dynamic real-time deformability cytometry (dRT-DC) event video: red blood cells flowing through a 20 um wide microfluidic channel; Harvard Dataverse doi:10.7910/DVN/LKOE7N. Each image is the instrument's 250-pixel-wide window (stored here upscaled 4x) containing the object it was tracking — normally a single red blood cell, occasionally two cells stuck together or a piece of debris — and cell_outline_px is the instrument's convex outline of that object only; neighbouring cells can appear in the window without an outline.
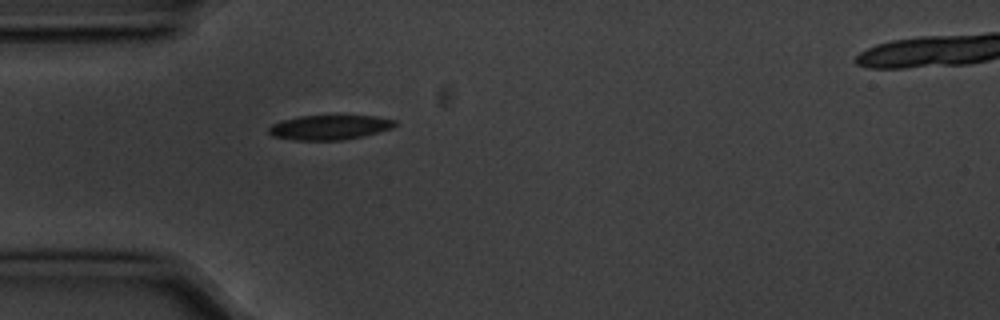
{"species": "common noctule bat (a hibernating species)", "species_latin": "Nyctalus noctula", "temperature_condition": "cold", "stored_images_in_passage": 2, "camera_frame_rate_fps": 3000, "um_per_image_px": 0.085, "animal": {"sex": "male", "body_mass_g": 20.1, "forearm_length_mm": 53.5}, "frame": {"image": 1, "passage_image": 1, "time_ms": 0.0, "image_size_px": [1000, 320], "cell_outline_px": [[396, 124], [392, 128], [364, 136], [340, 140], [296, 140], [272, 136], [268, 132], [268, 128], [272, 124], [280, 120], [300, 116], [376, 116], [396, 120]], "centroid_in_image_um": [27.99, 10.82], "position_along_channel_um": 57.0, "area_um2": 18.09}}